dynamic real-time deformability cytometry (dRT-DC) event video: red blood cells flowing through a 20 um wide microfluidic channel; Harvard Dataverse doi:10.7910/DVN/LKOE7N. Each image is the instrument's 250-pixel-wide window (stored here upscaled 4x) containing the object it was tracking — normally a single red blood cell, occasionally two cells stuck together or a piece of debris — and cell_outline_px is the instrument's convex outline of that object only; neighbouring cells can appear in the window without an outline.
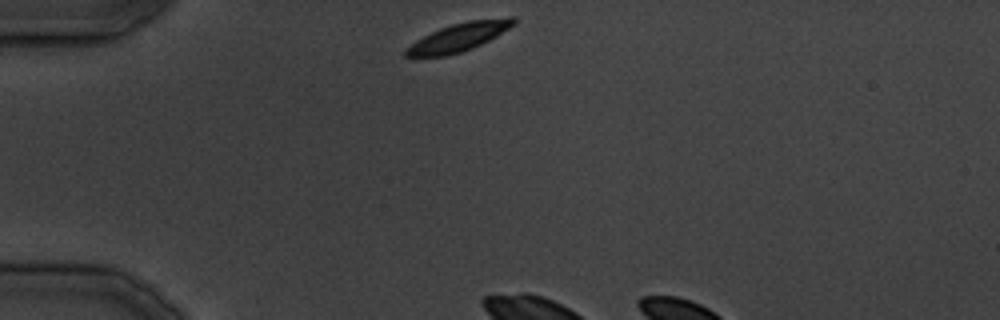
{"species": "common noctule bat (a hibernating species)", "species_latin": "Nyctalus noctula", "temperature_condition": "cold", "stored_images_in_passage": 4, "camera_frame_rate_fps": 3000, "um_per_image_px": 0.085, "animal": {"sex": "male", "body_mass_g": 19.5, "forearm_length_mm": 54.6}, "frame": {"image": 1, "passage_image": 1, "time_ms": 0.0, "image_size_px": [1000, 320], "cell_outline_px": [[516, 24], [496, 36], [472, 48], [448, 56], [404, 56], [404, 48], [416, 40], [440, 28], [452, 24], [468, 20], [508, 16], [516, 16]], "centroid_in_image_um": [39.03, 3.13], "position_along_channel_um": 46.0, "area_um2": 17.8}}